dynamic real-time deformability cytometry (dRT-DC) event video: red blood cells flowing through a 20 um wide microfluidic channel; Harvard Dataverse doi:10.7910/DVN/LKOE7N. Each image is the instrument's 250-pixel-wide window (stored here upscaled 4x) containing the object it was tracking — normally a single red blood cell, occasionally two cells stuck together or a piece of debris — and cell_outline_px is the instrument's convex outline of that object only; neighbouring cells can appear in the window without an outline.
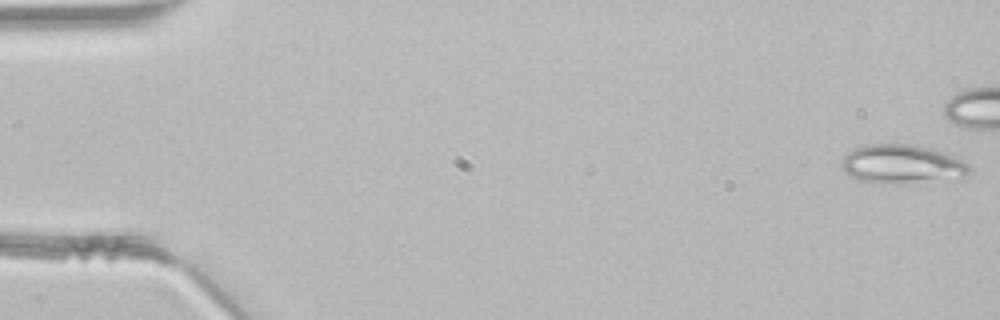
{"species": "common noctule bat (a hibernating species)", "species_latin": "Nyctalus noctula", "temperature_condition": "room temperature", "stored_images_in_passage": 9, "camera_frame_rate_fps": 3000, "um_per_image_px": 0.085, "animal": {"sex": "male", "body_mass_g": 21.5, "forearm_length_mm": 52.0}, "frame": {"image": 1, "passage_image": 1, "time_ms": 0.0, "image_size_px": [1000, 320], "cell_outline_px": [[968, 172], [964, 180], [900, 184], [880, 184], [860, 180], [852, 176], [840, 164], [840, 160], [848, 152], [864, 144], [908, 144], [928, 148], [952, 156], [968, 164]], "centroid_in_image_um": [76.7, 14.0], "position_along_channel_um": 8.3, "area_um2": 29.3}}